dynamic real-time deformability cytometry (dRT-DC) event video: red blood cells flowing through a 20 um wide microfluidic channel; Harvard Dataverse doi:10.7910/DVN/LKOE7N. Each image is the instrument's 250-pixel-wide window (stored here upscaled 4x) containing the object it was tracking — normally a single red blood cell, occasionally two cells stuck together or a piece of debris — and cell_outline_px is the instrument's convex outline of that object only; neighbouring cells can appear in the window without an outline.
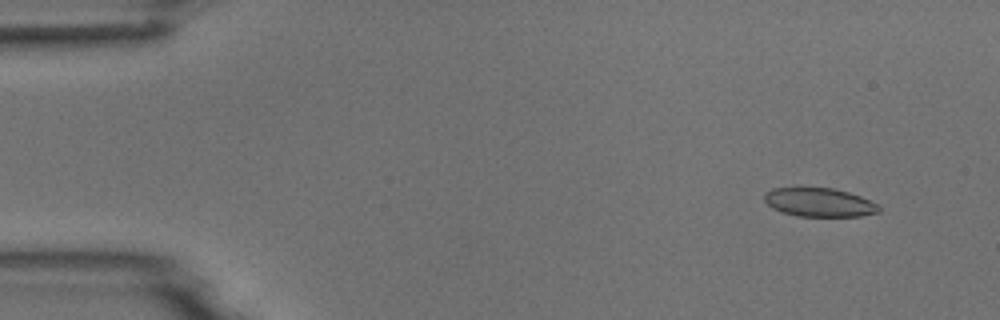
{"species": "common noctule bat (a hibernating species)", "species_latin": "Nyctalus noctula", "temperature_condition": "room temperature", "stored_images_in_passage": 5, "camera_frame_rate_fps": 3000, "um_per_image_px": 0.085, "animal": {"sex": "male", "body_mass_g": 18.8}, "frame": {"image": 1, "passage_image": 2, "time_ms": 1.0, "image_size_px": [1000, 320], "cell_outline_px": [[880, 212], [860, 216], [796, 216], [772, 208], [764, 200], [764, 192], [772, 188], [832, 188], [848, 192], [860, 196], [880, 204]], "centroid_in_image_um": [69.66, 17.2], "position_along_channel_um": 15.3, "area_um2": 19.19}}
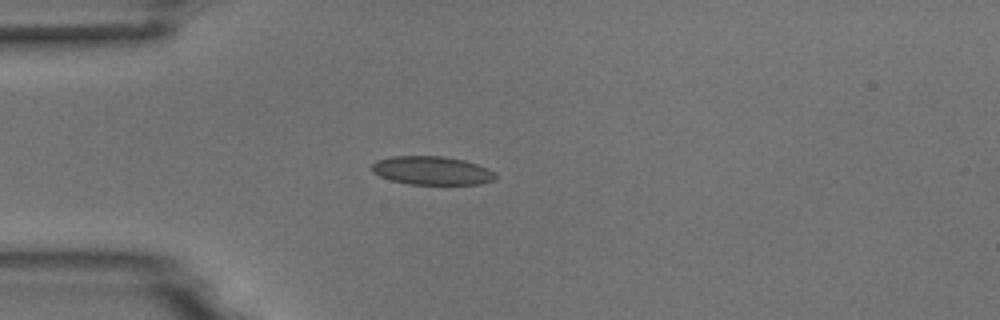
{"frame": {"image": 2, "passage_image": 4, "time_ms": 4.333, "image_size_px": [1000, 320], "cell_outline_px": [[496, 180], [480, 184], [408, 184], [392, 180], [380, 176], [372, 172], [372, 164], [376, 160], [392, 156], [444, 156], [464, 160], [488, 168], [496, 172]], "centroid_in_image_um": [36.73, 14.49], "position_along_channel_um": 48.3, "area_um2": 20.63}}